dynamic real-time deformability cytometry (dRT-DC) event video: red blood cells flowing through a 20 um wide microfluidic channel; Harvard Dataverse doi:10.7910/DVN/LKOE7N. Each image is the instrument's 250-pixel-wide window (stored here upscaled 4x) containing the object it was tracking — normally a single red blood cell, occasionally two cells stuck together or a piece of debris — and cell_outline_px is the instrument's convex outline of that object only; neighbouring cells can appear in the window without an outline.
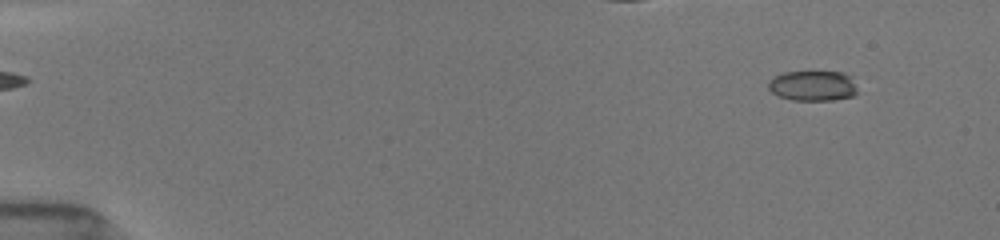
{"species": "common noctule bat (a hibernating species)", "species_latin": "Nyctalus noctula", "temperature_condition": "room temperature", "stored_images_in_passage": 22, "camera_frame_rate_fps": 3000, "um_per_image_px": 0.085, "animal": {"sex": "female", "body_mass_g": 19.5, "forearm_length_mm": 54.1}, "frame": {"image": 1, "passage_image": 5, "time_ms": 1.333, "image_size_px": [1000, 240], "cell_outline_px": [[856, 92], [852, 96], [832, 100], [792, 100], [780, 96], [772, 92], [768, 88], [768, 80], [784, 72], [844, 72], [852, 76], [856, 88]], "centroid_in_image_um": [69.1, 7.28], "position_along_channel_um": 15.9, "area_um2": 15.66}}
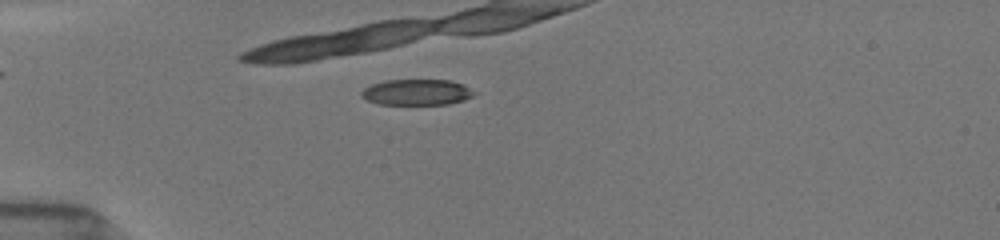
{"frame": {"image": 2, "passage_image": 16, "time_ms": 5.0, "image_size_px": [1000, 240], "cell_outline_px": [[476, 92], [472, 96], [464, 100], [448, 104], [380, 104], [368, 100], [360, 96], [360, 92], [364, 88], [372, 84], [384, 80], [448, 80], [464, 84]], "centroid_in_image_um": [35.42, 7.83], "position_along_channel_um": 49.6, "area_um2": 16.99}}